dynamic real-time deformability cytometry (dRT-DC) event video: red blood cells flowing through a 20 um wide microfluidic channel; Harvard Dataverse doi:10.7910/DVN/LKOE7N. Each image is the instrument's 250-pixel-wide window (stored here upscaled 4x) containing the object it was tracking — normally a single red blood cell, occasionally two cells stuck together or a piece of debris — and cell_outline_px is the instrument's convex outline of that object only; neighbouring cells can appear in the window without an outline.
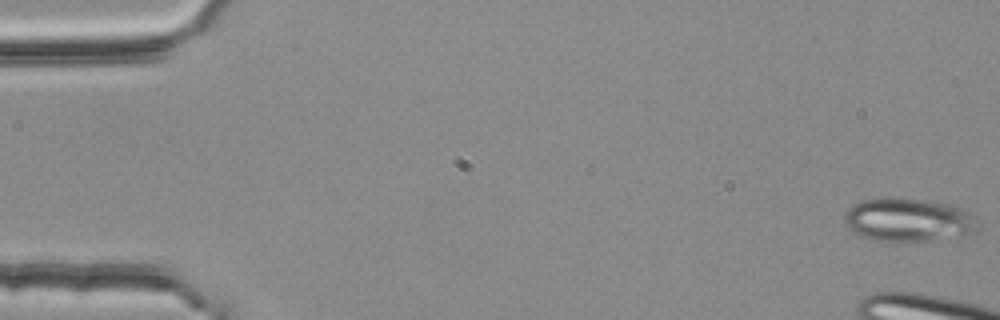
{"species": "common noctule bat (a hibernating species)", "species_latin": "Nyctalus noctula", "temperature_condition": "room temperature", "stored_images_in_passage": 12, "camera_frame_rate_fps": 3000, "um_per_image_px": 0.085, "animal": {"sex": "female", "body_mass_g": 25.1}, "frame": {"image": 1, "passage_image": 1, "time_ms": 0.0, "image_size_px": [1000, 320], "cell_outline_px": [[968, 232], [932, 240], [904, 244], [872, 240], [860, 236], [848, 228], [844, 224], [844, 216], [848, 208], [852, 204], [860, 200], [880, 196], [884, 196], [924, 200], [948, 204], [960, 208], [968, 212]], "centroid_in_image_um": [76.91, 18.68], "position_along_channel_um": 8.1, "area_um2": 33.29}}